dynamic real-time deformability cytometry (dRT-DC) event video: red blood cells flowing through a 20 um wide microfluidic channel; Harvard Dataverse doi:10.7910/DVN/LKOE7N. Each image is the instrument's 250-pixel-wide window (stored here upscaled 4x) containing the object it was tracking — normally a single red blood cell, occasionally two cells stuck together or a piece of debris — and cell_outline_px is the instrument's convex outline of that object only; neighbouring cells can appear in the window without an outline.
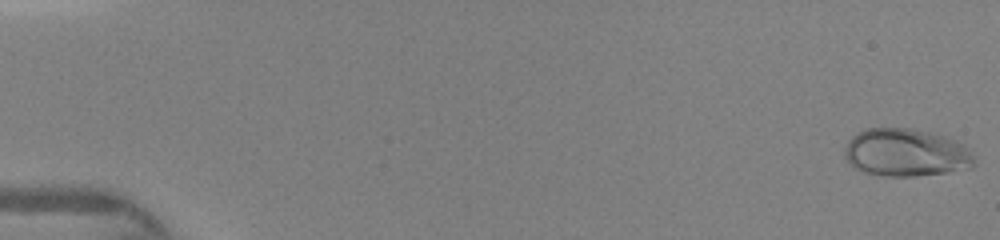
{"species": "human", "species_latin": "Homo sapiens", "temperature_condition": "warm", "stored_images_in_passage": 46, "camera_frame_rate_fps": 3000, "um_per_image_px": 0.085, "donor": {"sex": "female"}, "frame": {"image": 1, "passage_image": 1, "time_ms": 0.0, "image_size_px": [1000, 240], "cell_outline_px": [[976, 164], [972, 168], [916, 176], [884, 176], [864, 172], [852, 168], [844, 156], [844, 148], [848, 140], [852, 136], [864, 128], [912, 128], [944, 136], [956, 140], [964, 144], [976, 156]], "centroid_in_image_um": [77.01, 12.97], "position_along_channel_um": 8.0, "area_um2": 36.65}}
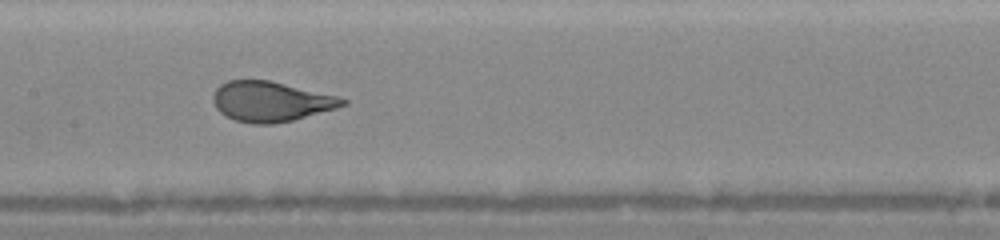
{"frame": {"image": 2, "passage_image": 24, "time_ms": 7.667, "image_size_px": [1000, 240], "cell_outline_px": [[348, 104], [336, 108], [292, 120], [272, 124], [252, 124], [236, 120], [220, 112], [216, 108], [212, 100], [212, 96], [216, 88], [220, 84], [228, 80], [268, 80], [336, 96], [348, 100]], "centroid_in_image_um": [22.99, 8.63], "position_along_channel_um": 184.4, "area_um2": 29.94}}
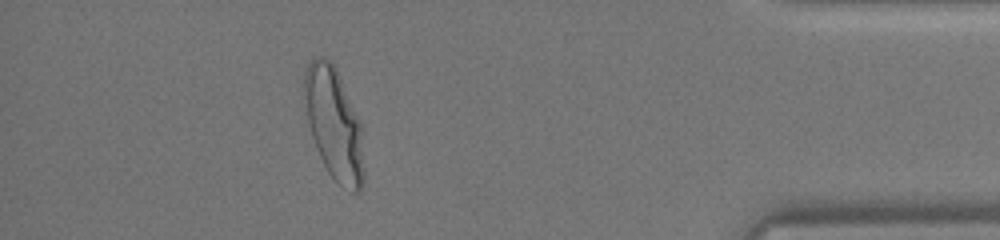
{"frame": {"image": 3, "passage_image": 42, "time_ms": 13.667, "image_size_px": [1000, 240], "cell_outline_px": [[364, 184], [360, 192], [352, 192], [340, 184], [328, 172], [316, 148], [312, 136], [300, 92], [304, 72], [308, 64], [316, 56], [324, 56], [336, 68], [340, 76], [360, 124], [364, 172]], "centroid_in_image_um": [28.34, 10.49], "position_along_channel_um": 406.9, "area_um2": 38.9}}